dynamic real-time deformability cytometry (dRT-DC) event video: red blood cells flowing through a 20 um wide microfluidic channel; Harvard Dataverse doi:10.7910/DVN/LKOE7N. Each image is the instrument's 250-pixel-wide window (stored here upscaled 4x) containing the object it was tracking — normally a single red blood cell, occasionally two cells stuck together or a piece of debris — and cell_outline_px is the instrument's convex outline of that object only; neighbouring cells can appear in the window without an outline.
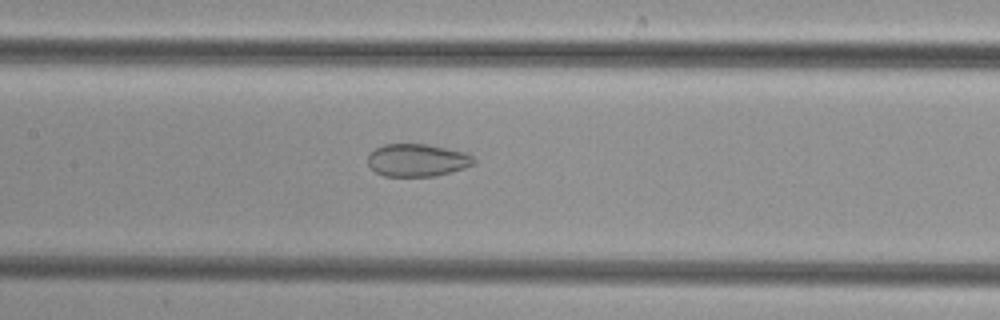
{"species": "common noctule bat (a hibernating species)", "species_latin": "Nyctalus noctula", "temperature_condition": "cold", "stored_images_in_passage": 50, "camera_frame_rate_fps": 3000, "um_per_image_px": 0.085, "animal": {"sex": "female", "body_mass_g": 29.2, "forearm_length_mm": 56.3}, "frame": {"image": 1, "passage_image": 24, "time_ms": 7.667, "image_size_px": [1000, 320], "cell_outline_px": [[476, 164], [464, 168], [436, 176], [384, 176], [376, 172], [368, 164], [368, 156], [376, 148], [384, 144], [428, 144], [464, 152], [472, 156], [476, 160]], "centroid_in_image_um": [35.49, 13.61], "position_along_channel_um": 171.9, "area_um2": 20.11}}
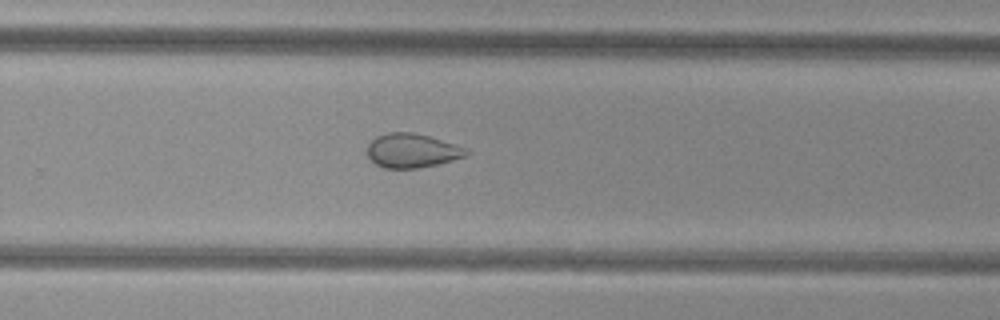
{"frame": {"image": 2, "passage_image": 33, "time_ms": 10.667, "image_size_px": [1000, 320], "cell_outline_px": [[472, 152], [464, 156], [452, 160], [420, 168], [384, 168], [376, 164], [368, 156], [368, 144], [376, 136], [388, 132], [416, 132], [456, 144], [468, 148]], "centroid_in_image_um": [35.05, 12.79], "position_along_channel_um": 294.8, "area_um2": 19.77}}
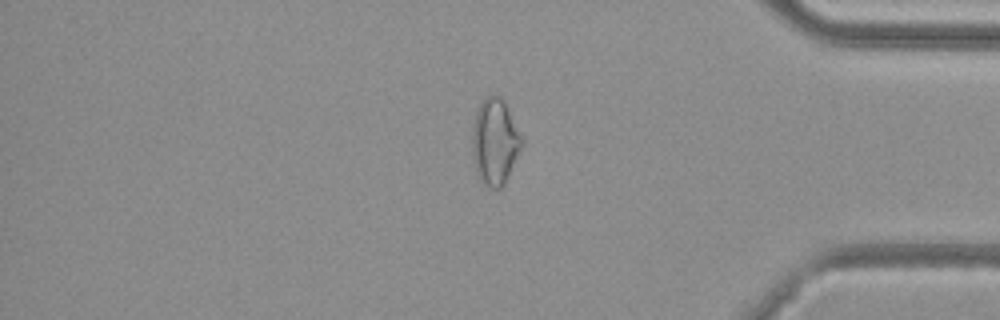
{"frame": {"image": 3, "passage_image": 42, "time_ms": 13.667, "image_size_px": [1000, 320], "cell_outline_px": [[524, 144], [504, 184], [500, 188], [492, 188], [484, 184], [476, 176], [472, 156], [472, 128], [476, 112], [484, 96], [500, 96], [504, 100], [524, 140]], "centroid_in_image_um": [42.06, 12.06], "position_along_channel_um": 393.1, "area_um2": 25.14}}